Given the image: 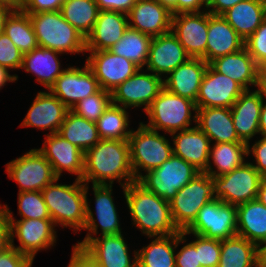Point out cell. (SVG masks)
<instances>
[{"mask_svg": "<svg viewBox=\"0 0 266 267\" xmlns=\"http://www.w3.org/2000/svg\"><path fill=\"white\" fill-rule=\"evenodd\" d=\"M115 180L121 187L137 181L130 162L129 142L101 139L84 152L82 181L92 185H113Z\"/></svg>", "mask_w": 266, "mask_h": 267, "instance_id": "cell-1", "label": "cell"}, {"mask_svg": "<svg viewBox=\"0 0 266 267\" xmlns=\"http://www.w3.org/2000/svg\"><path fill=\"white\" fill-rule=\"evenodd\" d=\"M122 189L132 224L144 236H168L181 232L173 222L170 202L148 191L138 181Z\"/></svg>", "mask_w": 266, "mask_h": 267, "instance_id": "cell-2", "label": "cell"}, {"mask_svg": "<svg viewBox=\"0 0 266 267\" xmlns=\"http://www.w3.org/2000/svg\"><path fill=\"white\" fill-rule=\"evenodd\" d=\"M56 178L42 190V196L56 227L71 228L75 234L86 222V198L89 184L75 179L73 184H60Z\"/></svg>", "mask_w": 266, "mask_h": 267, "instance_id": "cell-3", "label": "cell"}, {"mask_svg": "<svg viewBox=\"0 0 266 267\" xmlns=\"http://www.w3.org/2000/svg\"><path fill=\"white\" fill-rule=\"evenodd\" d=\"M29 16L40 47L62 54H86V38L64 19L60 11Z\"/></svg>", "mask_w": 266, "mask_h": 267, "instance_id": "cell-4", "label": "cell"}, {"mask_svg": "<svg viewBox=\"0 0 266 267\" xmlns=\"http://www.w3.org/2000/svg\"><path fill=\"white\" fill-rule=\"evenodd\" d=\"M145 113L149 121L142 122L144 125L171 134L194 127L191 125L196 124L197 106L194 101L163 88Z\"/></svg>", "mask_w": 266, "mask_h": 267, "instance_id": "cell-5", "label": "cell"}, {"mask_svg": "<svg viewBox=\"0 0 266 267\" xmlns=\"http://www.w3.org/2000/svg\"><path fill=\"white\" fill-rule=\"evenodd\" d=\"M165 134H160L142 122H139L137 130L132 128L128 142L130 162L136 180L147 171L160 167L173 155L172 142Z\"/></svg>", "mask_w": 266, "mask_h": 267, "instance_id": "cell-6", "label": "cell"}, {"mask_svg": "<svg viewBox=\"0 0 266 267\" xmlns=\"http://www.w3.org/2000/svg\"><path fill=\"white\" fill-rule=\"evenodd\" d=\"M5 206V213L10 224V245L33 261L39 251L54 247L57 241L56 225L52 219H15L13 212ZM17 238L20 245L14 244Z\"/></svg>", "mask_w": 266, "mask_h": 267, "instance_id": "cell-7", "label": "cell"}, {"mask_svg": "<svg viewBox=\"0 0 266 267\" xmlns=\"http://www.w3.org/2000/svg\"><path fill=\"white\" fill-rule=\"evenodd\" d=\"M199 173L192 164L173 154L160 167L147 171L137 181L148 191L170 202Z\"/></svg>", "mask_w": 266, "mask_h": 267, "instance_id": "cell-8", "label": "cell"}, {"mask_svg": "<svg viewBox=\"0 0 266 267\" xmlns=\"http://www.w3.org/2000/svg\"><path fill=\"white\" fill-rule=\"evenodd\" d=\"M95 207H90L91 201L86 198V222L83 230L88 231L84 239L75 245L85 247L96 235L122 234L119 214L114 203L113 185H92ZM96 217V218H95Z\"/></svg>", "mask_w": 266, "mask_h": 267, "instance_id": "cell-9", "label": "cell"}, {"mask_svg": "<svg viewBox=\"0 0 266 267\" xmlns=\"http://www.w3.org/2000/svg\"><path fill=\"white\" fill-rule=\"evenodd\" d=\"M214 199L212 177L200 172L170 201L174 224L180 231L185 230L194 221L199 210Z\"/></svg>", "mask_w": 266, "mask_h": 267, "instance_id": "cell-10", "label": "cell"}, {"mask_svg": "<svg viewBox=\"0 0 266 267\" xmlns=\"http://www.w3.org/2000/svg\"><path fill=\"white\" fill-rule=\"evenodd\" d=\"M183 235L196 234L212 239H228L237 235V208L214 199L205 204Z\"/></svg>", "mask_w": 266, "mask_h": 267, "instance_id": "cell-11", "label": "cell"}, {"mask_svg": "<svg viewBox=\"0 0 266 267\" xmlns=\"http://www.w3.org/2000/svg\"><path fill=\"white\" fill-rule=\"evenodd\" d=\"M263 179L250 162H244L230 173L212 177L214 197L223 203L238 206L257 199Z\"/></svg>", "mask_w": 266, "mask_h": 267, "instance_id": "cell-12", "label": "cell"}, {"mask_svg": "<svg viewBox=\"0 0 266 267\" xmlns=\"http://www.w3.org/2000/svg\"><path fill=\"white\" fill-rule=\"evenodd\" d=\"M9 179L17 182L19 191H42L48 184L58 178L51 164L36 148L6 164Z\"/></svg>", "mask_w": 266, "mask_h": 267, "instance_id": "cell-13", "label": "cell"}, {"mask_svg": "<svg viewBox=\"0 0 266 267\" xmlns=\"http://www.w3.org/2000/svg\"><path fill=\"white\" fill-rule=\"evenodd\" d=\"M163 88V77L139 68L111 91L112 103L126 109L142 107L146 111Z\"/></svg>", "mask_w": 266, "mask_h": 267, "instance_id": "cell-14", "label": "cell"}, {"mask_svg": "<svg viewBox=\"0 0 266 267\" xmlns=\"http://www.w3.org/2000/svg\"><path fill=\"white\" fill-rule=\"evenodd\" d=\"M100 89L93 71L85 63L82 68L69 65L57 77L49 91L71 110L79 101Z\"/></svg>", "mask_w": 266, "mask_h": 267, "instance_id": "cell-15", "label": "cell"}, {"mask_svg": "<svg viewBox=\"0 0 266 267\" xmlns=\"http://www.w3.org/2000/svg\"><path fill=\"white\" fill-rule=\"evenodd\" d=\"M209 12L179 13L172 16L171 31L191 58L206 62Z\"/></svg>", "mask_w": 266, "mask_h": 267, "instance_id": "cell-16", "label": "cell"}, {"mask_svg": "<svg viewBox=\"0 0 266 267\" xmlns=\"http://www.w3.org/2000/svg\"><path fill=\"white\" fill-rule=\"evenodd\" d=\"M90 53L86 63L93 71L100 88L112 91L119 84L133 76L139 67L122 56L109 50L86 51Z\"/></svg>", "mask_w": 266, "mask_h": 267, "instance_id": "cell-17", "label": "cell"}, {"mask_svg": "<svg viewBox=\"0 0 266 267\" xmlns=\"http://www.w3.org/2000/svg\"><path fill=\"white\" fill-rule=\"evenodd\" d=\"M43 146L38 150L51 164L54 174L61 178L63 172L74 174L82 180L84 173V152L71 144L59 133L45 134Z\"/></svg>", "mask_w": 266, "mask_h": 267, "instance_id": "cell-18", "label": "cell"}, {"mask_svg": "<svg viewBox=\"0 0 266 267\" xmlns=\"http://www.w3.org/2000/svg\"><path fill=\"white\" fill-rule=\"evenodd\" d=\"M245 89L229 76L216 72L209 64L203 76L197 108H231Z\"/></svg>", "mask_w": 266, "mask_h": 267, "instance_id": "cell-19", "label": "cell"}, {"mask_svg": "<svg viewBox=\"0 0 266 267\" xmlns=\"http://www.w3.org/2000/svg\"><path fill=\"white\" fill-rule=\"evenodd\" d=\"M70 109L50 91H40L31 103L19 127L48 130L49 135L58 133Z\"/></svg>", "mask_w": 266, "mask_h": 267, "instance_id": "cell-20", "label": "cell"}, {"mask_svg": "<svg viewBox=\"0 0 266 267\" xmlns=\"http://www.w3.org/2000/svg\"><path fill=\"white\" fill-rule=\"evenodd\" d=\"M191 58L172 31L152 37L145 69L165 78Z\"/></svg>", "mask_w": 266, "mask_h": 267, "instance_id": "cell-21", "label": "cell"}, {"mask_svg": "<svg viewBox=\"0 0 266 267\" xmlns=\"http://www.w3.org/2000/svg\"><path fill=\"white\" fill-rule=\"evenodd\" d=\"M172 16L171 10L157 0H137L127 13L129 27L151 37L170 32Z\"/></svg>", "mask_w": 266, "mask_h": 267, "instance_id": "cell-22", "label": "cell"}, {"mask_svg": "<svg viewBox=\"0 0 266 267\" xmlns=\"http://www.w3.org/2000/svg\"><path fill=\"white\" fill-rule=\"evenodd\" d=\"M263 93L257 88L245 90L231 107L232 119L239 139L251 144L259 133V121L263 103Z\"/></svg>", "mask_w": 266, "mask_h": 267, "instance_id": "cell-23", "label": "cell"}, {"mask_svg": "<svg viewBox=\"0 0 266 267\" xmlns=\"http://www.w3.org/2000/svg\"><path fill=\"white\" fill-rule=\"evenodd\" d=\"M123 233L93 238L84 248L100 267H137V250L131 258L128 242Z\"/></svg>", "mask_w": 266, "mask_h": 267, "instance_id": "cell-24", "label": "cell"}, {"mask_svg": "<svg viewBox=\"0 0 266 267\" xmlns=\"http://www.w3.org/2000/svg\"><path fill=\"white\" fill-rule=\"evenodd\" d=\"M171 137L173 154L192 164L200 172L207 169L211 142L196 125L192 128L173 132Z\"/></svg>", "mask_w": 266, "mask_h": 267, "instance_id": "cell-25", "label": "cell"}, {"mask_svg": "<svg viewBox=\"0 0 266 267\" xmlns=\"http://www.w3.org/2000/svg\"><path fill=\"white\" fill-rule=\"evenodd\" d=\"M209 65L220 74L229 76L239 83L245 90L251 87L259 88L260 67L246 48L218 57Z\"/></svg>", "mask_w": 266, "mask_h": 267, "instance_id": "cell-26", "label": "cell"}, {"mask_svg": "<svg viewBox=\"0 0 266 267\" xmlns=\"http://www.w3.org/2000/svg\"><path fill=\"white\" fill-rule=\"evenodd\" d=\"M207 67L208 63L202 58H189L163 78L164 88L196 103Z\"/></svg>", "mask_w": 266, "mask_h": 267, "instance_id": "cell-27", "label": "cell"}, {"mask_svg": "<svg viewBox=\"0 0 266 267\" xmlns=\"http://www.w3.org/2000/svg\"><path fill=\"white\" fill-rule=\"evenodd\" d=\"M129 27L127 14L118 11H99L92 32L86 37V51L110 49Z\"/></svg>", "mask_w": 266, "mask_h": 267, "instance_id": "cell-28", "label": "cell"}, {"mask_svg": "<svg viewBox=\"0 0 266 267\" xmlns=\"http://www.w3.org/2000/svg\"><path fill=\"white\" fill-rule=\"evenodd\" d=\"M245 40L230 26L222 15L209 13L206 62L237 52L244 48Z\"/></svg>", "mask_w": 266, "mask_h": 267, "instance_id": "cell-29", "label": "cell"}, {"mask_svg": "<svg viewBox=\"0 0 266 267\" xmlns=\"http://www.w3.org/2000/svg\"><path fill=\"white\" fill-rule=\"evenodd\" d=\"M196 126L210 139L211 144L242 142L234 127L231 108H197Z\"/></svg>", "mask_w": 266, "mask_h": 267, "instance_id": "cell-30", "label": "cell"}, {"mask_svg": "<svg viewBox=\"0 0 266 267\" xmlns=\"http://www.w3.org/2000/svg\"><path fill=\"white\" fill-rule=\"evenodd\" d=\"M58 55L61 56L62 53L38 46L23 54L21 69L35 75L36 81L49 91L57 77L66 69L61 66Z\"/></svg>", "mask_w": 266, "mask_h": 267, "instance_id": "cell-31", "label": "cell"}, {"mask_svg": "<svg viewBox=\"0 0 266 267\" xmlns=\"http://www.w3.org/2000/svg\"><path fill=\"white\" fill-rule=\"evenodd\" d=\"M230 26L246 40L266 19V0H245L222 14Z\"/></svg>", "mask_w": 266, "mask_h": 267, "instance_id": "cell-32", "label": "cell"}, {"mask_svg": "<svg viewBox=\"0 0 266 267\" xmlns=\"http://www.w3.org/2000/svg\"><path fill=\"white\" fill-rule=\"evenodd\" d=\"M236 208L237 235L256 245L266 242V207L254 199Z\"/></svg>", "mask_w": 266, "mask_h": 267, "instance_id": "cell-33", "label": "cell"}, {"mask_svg": "<svg viewBox=\"0 0 266 267\" xmlns=\"http://www.w3.org/2000/svg\"><path fill=\"white\" fill-rule=\"evenodd\" d=\"M148 238L152 241L137 250V267H176L175 251L179 247V233Z\"/></svg>", "mask_w": 266, "mask_h": 267, "instance_id": "cell-34", "label": "cell"}, {"mask_svg": "<svg viewBox=\"0 0 266 267\" xmlns=\"http://www.w3.org/2000/svg\"><path fill=\"white\" fill-rule=\"evenodd\" d=\"M246 157L248 158L247 144L244 142L213 143L210 146L209 163L204 172L211 177L225 175L246 162Z\"/></svg>", "mask_w": 266, "mask_h": 267, "instance_id": "cell-35", "label": "cell"}, {"mask_svg": "<svg viewBox=\"0 0 266 267\" xmlns=\"http://www.w3.org/2000/svg\"><path fill=\"white\" fill-rule=\"evenodd\" d=\"M58 133L71 144L80 148L83 152L87 151L101 140L96 122L80 117L71 110L67 112Z\"/></svg>", "mask_w": 266, "mask_h": 267, "instance_id": "cell-36", "label": "cell"}, {"mask_svg": "<svg viewBox=\"0 0 266 267\" xmlns=\"http://www.w3.org/2000/svg\"><path fill=\"white\" fill-rule=\"evenodd\" d=\"M256 247L255 243L238 235L221 240L217 267H256Z\"/></svg>", "mask_w": 266, "mask_h": 267, "instance_id": "cell-37", "label": "cell"}, {"mask_svg": "<svg viewBox=\"0 0 266 267\" xmlns=\"http://www.w3.org/2000/svg\"><path fill=\"white\" fill-rule=\"evenodd\" d=\"M151 41V36L128 27L122 38L108 50L115 55L129 59L139 68H144L147 63Z\"/></svg>", "mask_w": 266, "mask_h": 267, "instance_id": "cell-38", "label": "cell"}, {"mask_svg": "<svg viewBox=\"0 0 266 267\" xmlns=\"http://www.w3.org/2000/svg\"><path fill=\"white\" fill-rule=\"evenodd\" d=\"M60 12L64 19L86 38L94 28L99 8L95 0H66Z\"/></svg>", "mask_w": 266, "mask_h": 267, "instance_id": "cell-39", "label": "cell"}, {"mask_svg": "<svg viewBox=\"0 0 266 267\" xmlns=\"http://www.w3.org/2000/svg\"><path fill=\"white\" fill-rule=\"evenodd\" d=\"M4 33L23 54L39 46L29 14L23 12L18 6L6 19Z\"/></svg>", "mask_w": 266, "mask_h": 267, "instance_id": "cell-40", "label": "cell"}, {"mask_svg": "<svg viewBox=\"0 0 266 267\" xmlns=\"http://www.w3.org/2000/svg\"><path fill=\"white\" fill-rule=\"evenodd\" d=\"M128 109L111 103L96 121L101 139L128 140L132 129Z\"/></svg>", "mask_w": 266, "mask_h": 267, "instance_id": "cell-41", "label": "cell"}, {"mask_svg": "<svg viewBox=\"0 0 266 267\" xmlns=\"http://www.w3.org/2000/svg\"><path fill=\"white\" fill-rule=\"evenodd\" d=\"M111 103V92L101 88L97 93L75 104L71 111L89 121L96 122Z\"/></svg>", "mask_w": 266, "mask_h": 267, "instance_id": "cell-42", "label": "cell"}, {"mask_svg": "<svg viewBox=\"0 0 266 267\" xmlns=\"http://www.w3.org/2000/svg\"><path fill=\"white\" fill-rule=\"evenodd\" d=\"M20 219H51L42 191L18 192Z\"/></svg>", "mask_w": 266, "mask_h": 267, "instance_id": "cell-43", "label": "cell"}, {"mask_svg": "<svg viewBox=\"0 0 266 267\" xmlns=\"http://www.w3.org/2000/svg\"><path fill=\"white\" fill-rule=\"evenodd\" d=\"M192 235L195 240L190 242L198 250V263L201 267H217L220 261L221 240Z\"/></svg>", "mask_w": 266, "mask_h": 267, "instance_id": "cell-44", "label": "cell"}, {"mask_svg": "<svg viewBox=\"0 0 266 267\" xmlns=\"http://www.w3.org/2000/svg\"><path fill=\"white\" fill-rule=\"evenodd\" d=\"M244 47L260 68L266 64V19L245 40Z\"/></svg>", "mask_w": 266, "mask_h": 267, "instance_id": "cell-45", "label": "cell"}, {"mask_svg": "<svg viewBox=\"0 0 266 267\" xmlns=\"http://www.w3.org/2000/svg\"><path fill=\"white\" fill-rule=\"evenodd\" d=\"M23 64V53L3 32L0 34V65L9 71L20 70Z\"/></svg>", "mask_w": 266, "mask_h": 267, "instance_id": "cell-46", "label": "cell"}, {"mask_svg": "<svg viewBox=\"0 0 266 267\" xmlns=\"http://www.w3.org/2000/svg\"><path fill=\"white\" fill-rule=\"evenodd\" d=\"M182 244L184 246L180 247L181 249L175 254L176 267H201L198 263V250L190 241H187L186 235L180 232L179 245Z\"/></svg>", "mask_w": 266, "mask_h": 267, "instance_id": "cell-47", "label": "cell"}, {"mask_svg": "<svg viewBox=\"0 0 266 267\" xmlns=\"http://www.w3.org/2000/svg\"><path fill=\"white\" fill-rule=\"evenodd\" d=\"M66 0H18V7L27 14L60 11Z\"/></svg>", "mask_w": 266, "mask_h": 267, "instance_id": "cell-48", "label": "cell"}, {"mask_svg": "<svg viewBox=\"0 0 266 267\" xmlns=\"http://www.w3.org/2000/svg\"><path fill=\"white\" fill-rule=\"evenodd\" d=\"M260 137L252 145L247 144V156L251 154L252 158H254L253 162H255L250 163L266 178V136Z\"/></svg>", "mask_w": 266, "mask_h": 267, "instance_id": "cell-49", "label": "cell"}, {"mask_svg": "<svg viewBox=\"0 0 266 267\" xmlns=\"http://www.w3.org/2000/svg\"><path fill=\"white\" fill-rule=\"evenodd\" d=\"M32 264L33 260L30 257L12 246L0 252V267H32Z\"/></svg>", "mask_w": 266, "mask_h": 267, "instance_id": "cell-50", "label": "cell"}, {"mask_svg": "<svg viewBox=\"0 0 266 267\" xmlns=\"http://www.w3.org/2000/svg\"><path fill=\"white\" fill-rule=\"evenodd\" d=\"M67 267H100V264L85 248L74 244Z\"/></svg>", "mask_w": 266, "mask_h": 267, "instance_id": "cell-51", "label": "cell"}, {"mask_svg": "<svg viewBox=\"0 0 266 267\" xmlns=\"http://www.w3.org/2000/svg\"><path fill=\"white\" fill-rule=\"evenodd\" d=\"M206 9L207 0H176L175 5L170 10L172 15H175L179 13L202 12Z\"/></svg>", "mask_w": 266, "mask_h": 267, "instance_id": "cell-52", "label": "cell"}, {"mask_svg": "<svg viewBox=\"0 0 266 267\" xmlns=\"http://www.w3.org/2000/svg\"><path fill=\"white\" fill-rule=\"evenodd\" d=\"M99 11H118L127 14L137 0H95Z\"/></svg>", "mask_w": 266, "mask_h": 267, "instance_id": "cell-53", "label": "cell"}, {"mask_svg": "<svg viewBox=\"0 0 266 267\" xmlns=\"http://www.w3.org/2000/svg\"><path fill=\"white\" fill-rule=\"evenodd\" d=\"M245 0H207V11L210 14L222 15L229 8Z\"/></svg>", "mask_w": 266, "mask_h": 267, "instance_id": "cell-54", "label": "cell"}, {"mask_svg": "<svg viewBox=\"0 0 266 267\" xmlns=\"http://www.w3.org/2000/svg\"><path fill=\"white\" fill-rule=\"evenodd\" d=\"M10 245V224L4 212L0 216V252L6 250Z\"/></svg>", "mask_w": 266, "mask_h": 267, "instance_id": "cell-55", "label": "cell"}, {"mask_svg": "<svg viewBox=\"0 0 266 267\" xmlns=\"http://www.w3.org/2000/svg\"><path fill=\"white\" fill-rule=\"evenodd\" d=\"M17 5L18 3L0 1V34L4 32L5 21Z\"/></svg>", "mask_w": 266, "mask_h": 267, "instance_id": "cell-56", "label": "cell"}, {"mask_svg": "<svg viewBox=\"0 0 266 267\" xmlns=\"http://www.w3.org/2000/svg\"><path fill=\"white\" fill-rule=\"evenodd\" d=\"M9 70L0 65V90L6 85L7 82H16L18 81L17 74H9Z\"/></svg>", "mask_w": 266, "mask_h": 267, "instance_id": "cell-57", "label": "cell"}, {"mask_svg": "<svg viewBox=\"0 0 266 267\" xmlns=\"http://www.w3.org/2000/svg\"><path fill=\"white\" fill-rule=\"evenodd\" d=\"M256 267H266V242L256 247Z\"/></svg>", "mask_w": 266, "mask_h": 267, "instance_id": "cell-58", "label": "cell"}, {"mask_svg": "<svg viewBox=\"0 0 266 267\" xmlns=\"http://www.w3.org/2000/svg\"><path fill=\"white\" fill-rule=\"evenodd\" d=\"M259 133L261 136H266V98L263 99L262 109L259 121Z\"/></svg>", "mask_w": 266, "mask_h": 267, "instance_id": "cell-59", "label": "cell"}, {"mask_svg": "<svg viewBox=\"0 0 266 267\" xmlns=\"http://www.w3.org/2000/svg\"><path fill=\"white\" fill-rule=\"evenodd\" d=\"M257 199L266 207V178L261 181L258 188Z\"/></svg>", "mask_w": 266, "mask_h": 267, "instance_id": "cell-60", "label": "cell"}, {"mask_svg": "<svg viewBox=\"0 0 266 267\" xmlns=\"http://www.w3.org/2000/svg\"><path fill=\"white\" fill-rule=\"evenodd\" d=\"M259 89L262 91L264 98H266V70H260Z\"/></svg>", "mask_w": 266, "mask_h": 267, "instance_id": "cell-61", "label": "cell"}, {"mask_svg": "<svg viewBox=\"0 0 266 267\" xmlns=\"http://www.w3.org/2000/svg\"><path fill=\"white\" fill-rule=\"evenodd\" d=\"M160 4L168 7L169 9H171L175 3H176V0H157Z\"/></svg>", "mask_w": 266, "mask_h": 267, "instance_id": "cell-62", "label": "cell"}, {"mask_svg": "<svg viewBox=\"0 0 266 267\" xmlns=\"http://www.w3.org/2000/svg\"><path fill=\"white\" fill-rule=\"evenodd\" d=\"M5 212V206L0 203V216Z\"/></svg>", "mask_w": 266, "mask_h": 267, "instance_id": "cell-63", "label": "cell"}, {"mask_svg": "<svg viewBox=\"0 0 266 267\" xmlns=\"http://www.w3.org/2000/svg\"><path fill=\"white\" fill-rule=\"evenodd\" d=\"M2 2L18 3V0H0Z\"/></svg>", "mask_w": 266, "mask_h": 267, "instance_id": "cell-64", "label": "cell"}, {"mask_svg": "<svg viewBox=\"0 0 266 267\" xmlns=\"http://www.w3.org/2000/svg\"><path fill=\"white\" fill-rule=\"evenodd\" d=\"M260 70H266V64Z\"/></svg>", "mask_w": 266, "mask_h": 267, "instance_id": "cell-65", "label": "cell"}]
</instances>
